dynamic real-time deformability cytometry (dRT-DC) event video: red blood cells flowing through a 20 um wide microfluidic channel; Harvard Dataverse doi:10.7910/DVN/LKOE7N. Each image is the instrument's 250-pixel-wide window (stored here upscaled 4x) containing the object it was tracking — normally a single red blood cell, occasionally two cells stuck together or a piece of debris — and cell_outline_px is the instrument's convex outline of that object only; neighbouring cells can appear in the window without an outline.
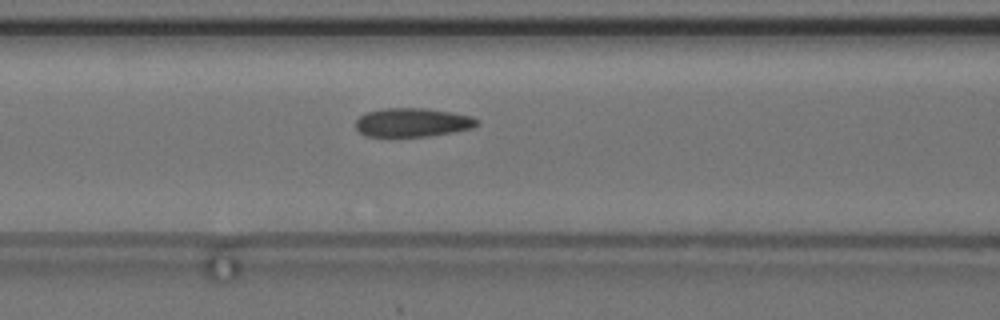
{"species": "common noctule bat (a hibernating species)", "species_latin": "Nyctalus noctula", "temperature_condition": "cold", "stored_images_in_passage": 46, "camera_frame_rate_fps": 3000, "um_per_image_px": 0.085, "animal": {"sex": "female", "body_mass_g": 24.6, "forearm_length_mm": 56.2}, "frame": {"image": 1, "passage_image": 14, "time_ms": 4.333, "image_size_px": [1000, 320], "cell_outline_px": [[480, 120], [472, 128], [452, 132], [428, 136], [368, 136], [360, 132], [356, 128], [356, 120], [360, 116], [368, 112], [384, 108], [424, 108], [452, 112], [472, 116]], "centroid_in_image_um": [35.07, 10.4], "position_along_channel_um": 131.5, "area_um2": 20.17}, "authors_computed_cell_mechanics": {"area_um2": 20.6635, "velocity_mm_per_s": 3.685, "shape_relaxation_time_tau1_ms": null, "shape_relaxation_time_tau2_ms": 1.4121, "deformation_change_tau1": null, "deformation_change_tau2": 0.0618}}